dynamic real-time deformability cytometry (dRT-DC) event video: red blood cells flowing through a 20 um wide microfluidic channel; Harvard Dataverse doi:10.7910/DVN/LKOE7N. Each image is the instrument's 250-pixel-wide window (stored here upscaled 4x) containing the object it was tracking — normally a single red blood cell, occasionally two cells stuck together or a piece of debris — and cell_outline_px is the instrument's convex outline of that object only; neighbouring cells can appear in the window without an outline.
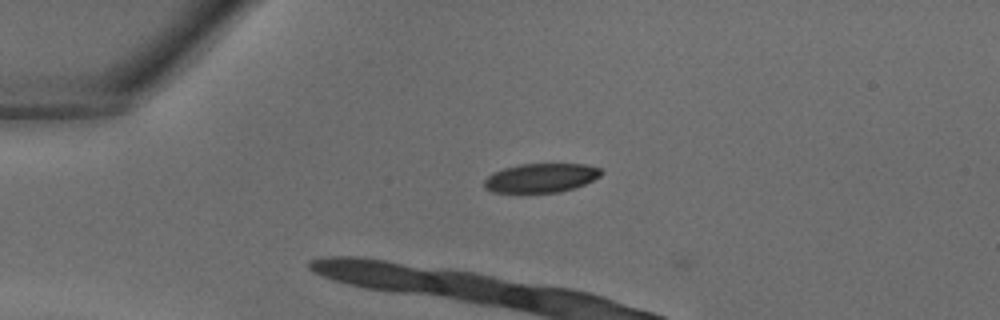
{"species": "common noctule bat (a hibernating species)", "species_latin": "Nyctalus noctula", "temperature_condition": "warm", "stored_images_in_passage": 11, "camera_frame_rate_fps": 3000, "um_per_image_px": 0.085, "animal": {"sex": "male", "body_mass_g": 18.8}, "frame": {"image": 1, "passage_image": 8, "time_ms": 2.333, "image_size_px": [1000, 320], "cell_outline_px": [[604, 172], [600, 176], [576, 188], [560, 192], [520, 196], [492, 192], [484, 188], [484, 180], [492, 172], [504, 168], [520, 164], [584, 164], [600, 168]], "centroid_in_image_um": [45.91, 15.18], "position_along_channel_um": 39.1, "area_um2": 20.81}}